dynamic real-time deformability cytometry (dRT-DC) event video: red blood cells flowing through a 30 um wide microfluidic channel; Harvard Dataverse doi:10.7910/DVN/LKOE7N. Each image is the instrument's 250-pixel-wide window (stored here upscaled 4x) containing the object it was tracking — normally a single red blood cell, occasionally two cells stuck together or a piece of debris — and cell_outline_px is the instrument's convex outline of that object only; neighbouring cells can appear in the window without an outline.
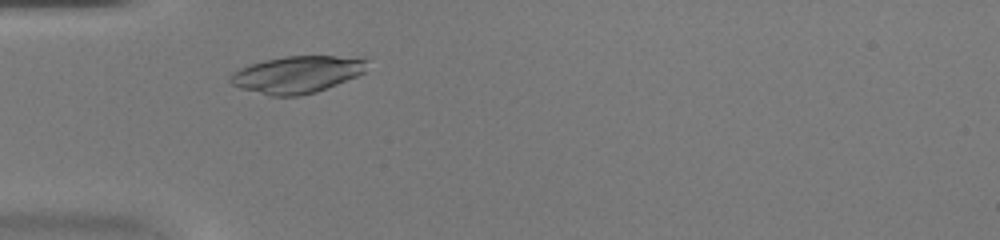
{"species": "common noctule bat (a hibernating species)", "species_latin": "Nyctalus noctula", "temperature_condition": "warm", "stored_images_in_passage": 37, "camera_frame_rate_fps": 3000, "um_per_image_px": 0.085, "animal": {"sex": "female", "body_mass_g": 20.0, "forearm_length_mm": 54.0}, "frame": {"image": 1, "passage_image": 6, "time_ms": 1.667, "image_size_px": [1000, 240], "cell_outline_px": [[368, 60], [364, 72], [356, 76], [316, 92], [300, 96], [272, 96], [240, 88], [232, 84], [228, 80], [228, 76], [232, 72], [240, 68], [264, 60], [284, 56], [364, 56]], "centroid_in_image_um": [25.26, 6.31], "position_along_channel_um": 59.7, "area_um2": 29.65}}
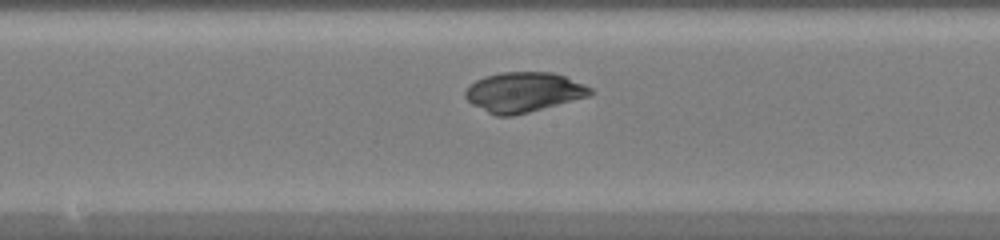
{"frame": {"image": 2, "passage_image": 16, "time_ms": 5.0, "image_size_px": [1000, 240], "cell_outline_px": [[592, 92], [588, 96], [528, 112], [512, 116], [496, 116], [472, 104], [464, 96], [464, 92], [476, 80], [484, 76], [500, 72], [552, 72], [564, 76], [584, 84], [592, 88]], "centroid_in_image_um": [44.48, 7.82], "position_along_channel_um": 203.7, "area_um2": 28.73}}
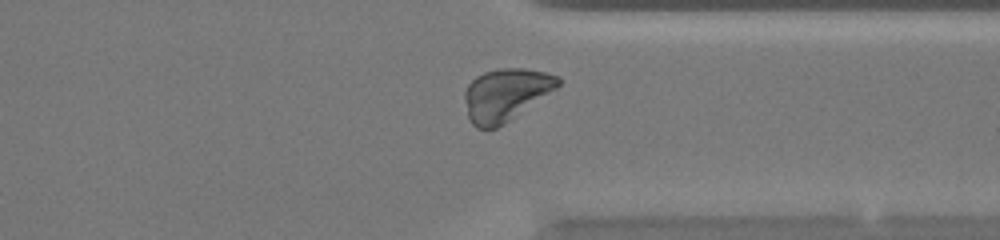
{"frame": {"image": 3, "passage_image": 27, "time_ms": 8.667, "image_size_px": [1000, 240], "cell_outline_px": [[560, 84], [556, 88], [504, 124], [496, 128], [476, 128], [468, 120], [464, 100], [464, 92], [468, 84], [476, 76], [484, 72], [496, 68], [524, 68], [544, 72], [560, 76]], "centroid_in_image_um": [42.94, 8.04], "position_along_channel_um": 368.5, "area_um2": 28.5}}